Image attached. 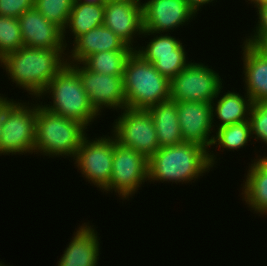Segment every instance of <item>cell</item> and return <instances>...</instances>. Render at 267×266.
Masks as SVG:
<instances>
[{
	"label": "cell",
	"mask_w": 267,
	"mask_h": 266,
	"mask_svg": "<svg viewBox=\"0 0 267 266\" xmlns=\"http://www.w3.org/2000/svg\"><path fill=\"white\" fill-rule=\"evenodd\" d=\"M245 179L242 200L259 216L267 215V155L252 161Z\"/></svg>",
	"instance_id": "20"
},
{
	"label": "cell",
	"mask_w": 267,
	"mask_h": 266,
	"mask_svg": "<svg viewBox=\"0 0 267 266\" xmlns=\"http://www.w3.org/2000/svg\"><path fill=\"white\" fill-rule=\"evenodd\" d=\"M105 4H85L82 2H73V6L68 17L66 27L63 30V40L67 47L65 40L66 29L71 31L73 39L87 33L89 30L103 25Z\"/></svg>",
	"instance_id": "23"
},
{
	"label": "cell",
	"mask_w": 267,
	"mask_h": 266,
	"mask_svg": "<svg viewBox=\"0 0 267 266\" xmlns=\"http://www.w3.org/2000/svg\"><path fill=\"white\" fill-rule=\"evenodd\" d=\"M114 122L111 134L121 146L134 149L147 159L160 148L148 110L125 108Z\"/></svg>",
	"instance_id": "7"
},
{
	"label": "cell",
	"mask_w": 267,
	"mask_h": 266,
	"mask_svg": "<svg viewBox=\"0 0 267 266\" xmlns=\"http://www.w3.org/2000/svg\"><path fill=\"white\" fill-rule=\"evenodd\" d=\"M212 1L214 0H186L189 7L197 14V11H199L203 5L210 4Z\"/></svg>",
	"instance_id": "32"
},
{
	"label": "cell",
	"mask_w": 267,
	"mask_h": 266,
	"mask_svg": "<svg viewBox=\"0 0 267 266\" xmlns=\"http://www.w3.org/2000/svg\"><path fill=\"white\" fill-rule=\"evenodd\" d=\"M219 73L203 63L191 62L170 80V99L212 103L222 87Z\"/></svg>",
	"instance_id": "8"
},
{
	"label": "cell",
	"mask_w": 267,
	"mask_h": 266,
	"mask_svg": "<svg viewBox=\"0 0 267 266\" xmlns=\"http://www.w3.org/2000/svg\"><path fill=\"white\" fill-rule=\"evenodd\" d=\"M249 122L252 138L261 140L267 145V101L253 103Z\"/></svg>",
	"instance_id": "28"
},
{
	"label": "cell",
	"mask_w": 267,
	"mask_h": 266,
	"mask_svg": "<svg viewBox=\"0 0 267 266\" xmlns=\"http://www.w3.org/2000/svg\"><path fill=\"white\" fill-rule=\"evenodd\" d=\"M18 21L24 46L41 49H66L63 30L48 21L35 8L25 11Z\"/></svg>",
	"instance_id": "16"
},
{
	"label": "cell",
	"mask_w": 267,
	"mask_h": 266,
	"mask_svg": "<svg viewBox=\"0 0 267 266\" xmlns=\"http://www.w3.org/2000/svg\"><path fill=\"white\" fill-rule=\"evenodd\" d=\"M113 154L114 136L96 137L91 141L86 135L76 152L74 164L89 183L104 190L110 183Z\"/></svg>",
	"instance_id": "10"
},
{
	"label": "cell",
	"mask_w": 267,
	"mask_h": 266,
	"mask_svg": "<svg viewBox=\"0 0 267 266\" xmlns=\"http://www.w3.org/2000/svg\"><path fill=\"white\" fill-rule=\"evenodd\" d=\"M4 97V118L0 136V156L32 154L35 146L37 104Z\"/></svg>",
	"instance_id": "6"
},
{
	"label": "cell",
	"mask_w": 267,
	"mask_h": 266,
	"mask_svg": "<svg viewBox=\"0 0 267 266\" xmlns=\"http://www.w3.org/2000/svg\"><path fill=\"white\" fill-rule=\"evenodd\" d=\"M103 25L133 48L134 38L144 31L142 4L108 0L105 4Z\"/></svg>",
	"instance_id": "15"
},
{
	"label": "cell",
	"mask_w": 267,
	"mask_h": 266,
	"mask_svg": "<svg viewBox=\"0 0 267 266\" xmlns=\"http://www.w3.org/2000/svg\"><path fill=\"white\" fill-rule=\"evenodd\" d=\"M123 83L127 108L147 110L170 99V80L135 51L126 60Z\"/></svg>",
	"instance_id": "4"
},
{
	"label": "cell",
	"mask_w": 267,
	"mask_h": 266,
	"mask_svg": "<svg viewBox=\"0 0 267 266\" xmlns=\"http://www.w3.org/2000/svg\"><path fill=\"white\" fill-rule=\"evenodd\" d=\"M65 50L23 46L6 54L0 60V66L16 86L40 100L41 93L67 64Z\"/></svg>",
	"instance_id": "1"
},
{
	"label": "cell",
	"mask_w": 267,
	"mask_h": 266,
	"mask_svg": "<svg viewBox=\"0 0 267 266\" xmlns=\"http://www.w3.org/2000/svg\"><path fill=\"white\" fill-rule=\"evenodd\" d=\"M108 0H74V2H82L85 4H94V5H99V4H106Z\"/></svg>",
	"instance_id": "34"
},
{
	"label": "cell",
	"mask_w": 267,
	"mask_h": 266,
	"mask_svg": "<svg viewBox=\"0 0 267 266\" xmlns=\"http://www.w3.org/2000/svg\"><path fill=\"white\" fill-rule=\"evenodd\" d=\"M67 64L77 72L90 103L99 114L104 108L116 111L127 108L123 76L92 72L82 63Z\"/></svg>",
	"instance_id": "11"
},
{
	"label": "cell",
	"mask_w": 267,
	"mask_h": 266,
	"mask_svg": "<svg viewBox=\"0 0 267 266\" xmlns=\"http://www.w3.org/2000/svg\"><path fill=\"white\" fill-rule=\"evenodd\" d=\"M222 89L223 86L219 89L217 96L211 103L212 123L216 121L214 118L215 116L220 121L219 124L215 123L217 129L222 126L249 120L251 107L253 105L251 98L246 93L244 94V98L243 95L241 96L239 93L229 90L225 92L222 97H219V95H221L220 93L223 92L221 91Z\"/></svg>",
	"instance_id": "21"
},
{
	"label": "cell",
	"mask_w": 267,
	"mask_h": 266,
	"mask_svg": "<svg viewBox=\"0 0 267 266\" xmlns=\"http://www.w3.org/2000/svg\"><path fill=\"white\" fill-rule=\"evenodd\" d=\"M74 233L57 266H97L100 252L98 232L84 223Z\"/></svg>",
	"instance_id": "18"
},
{
	"label": "cell",
	"mask_w": 267,
	"mask_h": 266,
	"mask_svg": "<svg viewBox=\"0 0 267 266\" xmlns=\"http://www.w3.org/2000/svg\"><path fill=\"white\" fill-rule=\"evenodd\" d=\"M148 159L134 149L118 144L114 137L112 173L105 192L115 191L121 199L129 200L141 184L148 180Z\"/></svg>",
	"instance_id": "9"
},
{
	"label": "cell",
	"mask_w": 267,
	"mask_h": 266,
	"mask_svg": "<svg viewBox=\"0 0 267 266\" xmlns=\"http://www.w3.org/2000/svg\"><path fill=\"white\" fill-rule=\"evenodd\" d=\"M177 111L183 141L199 144L209 151L214 138L210 134L215 130L211 103L177 102Z\"/></svg>",
	"instance_id": "14"
},
{
	"label": "cell",
	"mask_w": 267,
	"mask_h": 266,
	"mask_svg": "<svg viewBox=\"0 0 267 266\" xmlns=\"http://www.w3.org/2000/svg\"><path fill=\"white\" fill-rule=\"evenodd\" d=\"M242 46L246 94L253 103L267 101V58L253 45L243 42Z\"/></svg>",
	"instance_id": "19"
},
{
	"label": "cell",
	"mask_w": 267,
	"mask_h": 266,
	"mask_svg": "<svg viewBox=\"0 0 267 266\" xmlns=\"http://www.w3.org/2000/svg\"><path fill=\"white\" fill-rule=\"evenodd\" d=\"M74 0H35L34 8L62 30L66 27Z\"/></svg>",
	"instance_id": "27"
},
{
	"label": "cell",
	"mask_w": 267,
	"mask_h": 266,
	"mask_svg": "<svg viewBox=\"0 0 267 266\" xmlns=\"http://www.w3.org/2000/svg\"><path fill=\"white\" fill-rule=\"evenodd\" d=\"M144 34V35H143ZM142 36L154 35L147 46L138 47L134 51L139 54L145 61L153 66L165 77L171 80L177 76L189 63L187 52L183 43L170 33H158L143 31ZM157 34V35H156ZM147 35V36H146Z\"/></svg>",
	"instance_id": "12"
},
{
	"label": "cell",
	"mask_w": 267,
	"mask_h": 266,
	"mask_svg": "<svg viewBox=\"0 0 267 266\" xmlns=\"http://www.w3.org/2000/svg\"><path fill=\"white\" fill-rule=\"evenodd\" d=\"M255 8L258 9L256 11L258 22L251 36H267V4H261Z\"/></svg>",
	"instance_id": "30"
},
{
	"label": "cell",
	"mask_w": 267,
	"mask_h": 266,
	"mask_svg": "<svg viewBox=\"0 0 267 266\" xmlns=\"http://www.w3.org/2000/svg\"><path fill=\"white\" fill-rule=\"evenodd\" d=\"M35 0H0V16L19 18L34 8Z\"/></svg>",
	"instance_id": "29"
},
{
	"label": "cell",
	"mask_w": 267,
	"mask_h": 266,
	"mask_svg": "<svg viewBox=\"0 0 267 266\" xmlns=\"http://www.w3.org/2000/svg\"><path fill=\"white\" fill-rule=\"evenodd\" d=\"M73 48L66 56L67 63H82L89 55L103 51L135 50L105 25L93 28L73 40ZM70 54V55H69Z\"/></svg>",
	"instance_id": "17"
},
{
	"label": "cell",
	"mask_w": 267,
	"mask_h": 266,
	"mask_svg": "<svg viewBox=\"0 0 267 266\" xmlns=\"http://www.w3.org/2000/svg\"><path fill=\"white\" fill-rule=\"evenodd\" d=\"M216 135H214L212 146H219L226 150H238L245 145H247L248 141H251V126L249 120L243 121L240 123H235L231 125L222 126L216 129Z\"/></svg>",
	"instance_id": "25"
},
{
	"label": "cell",
	"mask_w": 267,
	"mask_h": 266,
	"mask_svg": "<svg viewBox=\"0 0 267 266\" xmlns=\"http://www.w3.org/2000/svg\"><path fill=\"white\" fill-rule=\"evenodd\" d=\"M248 1H250V3L252 4V5H254V7L256 6H259V5H261V4H267V0H248Z\"/></svg>",
	"instance_id": "35"
},
{
	"label": "cell",
	"mask_w": 267,
	"mask_h": 266,
	"mask_svg": "<svg viewBox=\"0 0 267 266\" xmlns=\"http://www.w3.org/2000/svg\"><path fill=\"white\" fill-rule=\"evenodd\" d=\"M3 118H4V96H0V136L2 132Z\"/></svg>",
	"instance_id": "33"
},
{
	"label": "cell",
	"mask_w": 267,
	"mask_h": 266,
	"mask_svg": "<svg viewBox=\"0 0 267 266\" xmlns=\"http://www.w3.org/2000/svg\"><path fill=\"white\" fill-rule=\"evenodd\" d=\"M244 42L253 45L267 58V36H248Z\"/></svg>",
	"instance_id": "31"
},
{
	"label": "cell",
	"mask_w": 267,
	"mask_h": 266,
	"mask_svg": "<svg viewBox=\"0 0 267 266\" xmlns=\"http://www.w3.org/2000/svg\"><path fill=\"white\" fill-rule=\"evenodd\" d=\"M142 6L143 28L147 32L169 33L196 16L186 0H147Z\"/></svg>",
	"instance_id": "13"
},
{
	"label": "cell",
	"mask_w": 267,
	"mask_h": 266,
	"mask_svg": "<svg viewBox=\"0 0 267 266\" xmlns=\"http://www.w3.org/2000/svg\"><path fill=\"white\" fill-rule=\"evenodd\" d=\"M23 46L18 18L0 16V60Z\"/></svg>",
	"instance_id": "26"
},
{
	"label": "cell",
	"mask_w": 267,
	"mask_h": 266,
	"mask_svg": "<svg viewBox=\"0 0 267 266\" xmlns=\"http://www.w3.org/2000/svg\"><path fill=\"white\" fill-rule=\"evenodd\" d=\"M147 110L153 118L160 148L184 142L178 120L176 101L169 99L151 106Z\"/></svg>",
	"instance_id": "22"
},
{
	"label": "cell",
	"mask_w": 267,
	"mask_h": 266,
	"mask_svg": "<svg viewBox=\"0 0 267 266\" xmlns=\"http://www.w3.org/2000/svg\"><path fill=\"white\" fill-rule=\"evenodd\" d=\"M134 50L103 51L89 55L83 62L92 72L123 76L126 60Z\"/></svg>",
	"instance_id": "24"
},
{
	"label": "cell",
	"mask_w": 267,
	"mask_h": 266,
	"mask_svg": "<svg viewBox=\"0 0 267 266\" xmlns=\"http://www.w3.org/2000/svg\"><path fill=\"white\" fill-rule=\"evenodd\" d=\"M87 127L44 108L37 103L34 153L49 157H75Z\"/></svg>",
	"instance_id": "3"
},
{
	"label": "cell",
	"mask_w": 267,
	"mask_h": 266,
	"mask_svg": "<svg viewBox=\"0 0 267 266\" xmlns=\"http://www.w3.org/2000/svg\"><path fill=\"white\" fill-rule=\"evenodd\" d=\"M209 152L191 142L161 147L148 158V181L183 184L196 180L217 163L214 153Z\"/></svg>",
	"instance_id": "2"
},
{
	"label": "cell",
	"mask_w": 267,
	"mask_h": 266,
	"mask_svg": "<svg viewBox=\"0 0 267 266\" xmlns=\"http://www.w3.org/2000/svg\"><path fill=\"white\" fill-rule=\"evenodd\" d=\"M3 263H4V262L1 261V262H0V266H7V265H4Z\"/></svg>",
	"instance_id": "37"
},
{
	"label": "cell",
	"mask_w": 267,
	"mask_h": 266,
	"mask_svg": "<svg viewBox=\"0 0 267 266\" xmlns=\"http://www.w3.org/2000/svg\"><path fill=\"white\" fill-rule=\"evenodd\" d=\"M109 1H127L130 3H137V4H143L141 0H109Z\"/></svg>",
	"instance_id": "36"
},
{
	"label": "cell",
	"mask_w": 267,
	"mask_h": 266,
	"mask_svg": "<svg viewBox=\"0 0 267 266\" xmlns=\"http://www.w3.org/2000/svg\"><path fill=\"white\" fill-rule=\"evenodd\" d=\"M50 95L51 104L42 106L49 111L82 123L86 127L97 118L99 114L84 90L77 72L66 64L57 75L50 81L45 90L41 93ZM49 105V106H48Z\"/></svg>",
	"instance_id": "5"
}]
</instances>
